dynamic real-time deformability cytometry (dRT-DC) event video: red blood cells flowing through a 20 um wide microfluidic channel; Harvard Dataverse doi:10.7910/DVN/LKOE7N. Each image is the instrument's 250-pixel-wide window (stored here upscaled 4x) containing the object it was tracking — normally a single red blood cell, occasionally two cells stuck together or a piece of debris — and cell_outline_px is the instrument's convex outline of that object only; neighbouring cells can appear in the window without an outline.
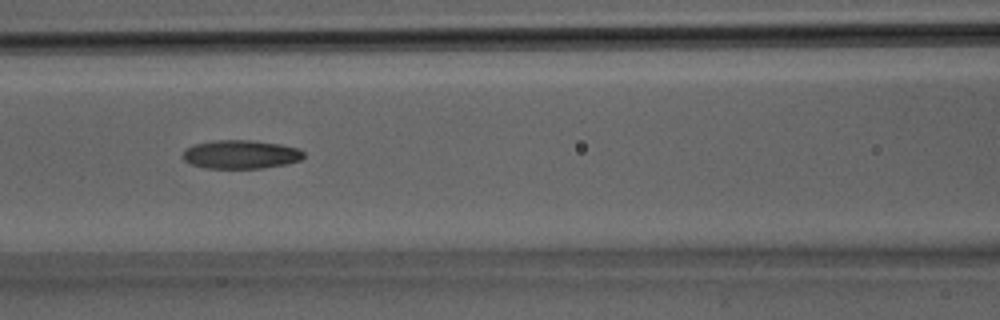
{"species": "Egyptian fruit bat (a non-hibernating species)", "species_latin": "Rousettus aegyptiacus", "temperature_condition": "room temperature", "stored_images_in_passage": 21, "camera_frame_rate_fps": 3000, "um_per_image_px": 0.085, "animal": {"sex": "male"}, "frame": {"image": 1, "passage_image": 12, "time_ms": 3.667, "image_size_px": [1000, 320], "cell_outline_px": [[304, 156], [300, 160], [288, 164], [260, 168], [204, 168], [192, 164], [184, 160], [184, 148], [196, 144], [212, 140], [248, 140], [280, 144], [300, 148], [304, 152]], "centroid_in_image_um": [20.49, 13.12], "position_along_channel_um": 146.1, "area_um2": 20.17}}
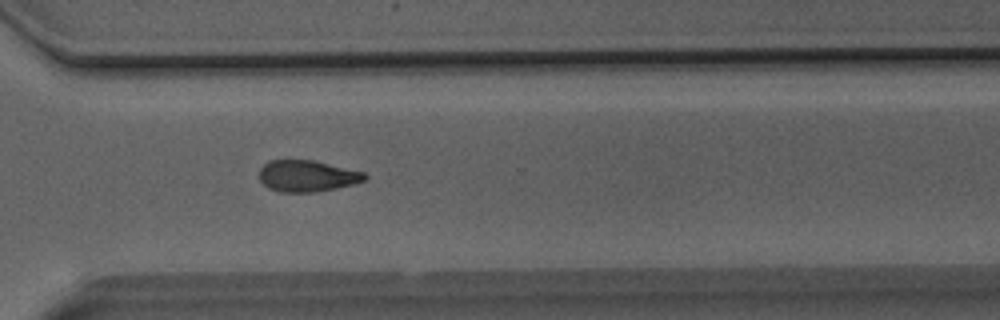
{"frame": {"image": 2, "passage_image": 21, "time_ms": 6.667, "image_size_px": [1000, 320], "cell_outline_px": [[368, 180], [356, 184], [316, 192], [280, 192], [268, 188], [260, 180], [260, 168], [264, 164], [272, 160], [312, 160], [364, 172], [368, 176]], "centroid_in_image_um": [26.14, 14.97], "position_along_channel_um": 344.5, "area_um2": 19.36}}